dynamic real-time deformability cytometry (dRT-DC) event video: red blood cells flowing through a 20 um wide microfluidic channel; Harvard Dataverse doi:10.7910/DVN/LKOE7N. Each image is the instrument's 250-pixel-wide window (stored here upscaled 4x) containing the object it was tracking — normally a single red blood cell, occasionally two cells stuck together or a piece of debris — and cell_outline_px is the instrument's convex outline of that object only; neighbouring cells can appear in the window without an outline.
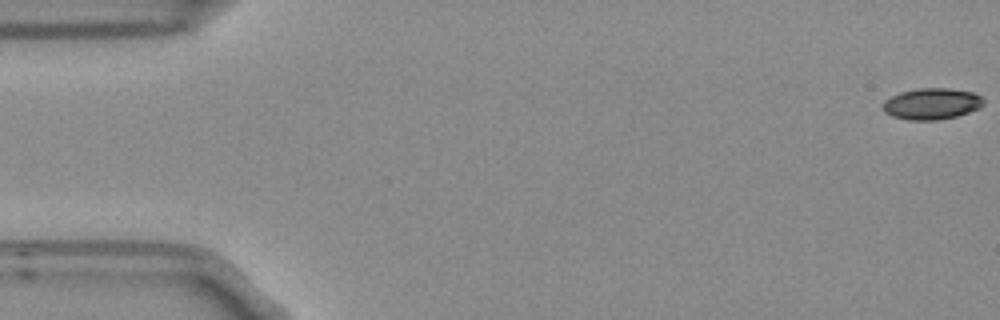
{"species": "Egyptian fruit bat (a non-hibernating species)", "species_latin": "Rousettus aegyptiacus", "temperature_condition": "room temperature", "stored_images_in_passage": 8, "camera_frame_rate_fps": 3000, "um_per_image_px": 0.085, "frame": {"image": 1, "passage_image": 1, "time_ms": 0.0, "image_size_px": [1000, 320], "cell_outline_px": [[984, 104], [980, 108], [956, 116], [936, 120], [908, 120], [892, 116], [884, 112], [884, 100], [900, 92], [920, 88], [948, 88], [972, 92], [980, 96], [984, 100]], "centroid_in_image_um": [79.2, 8.82], "position_along_channel_um": 5.8, "area_um2": 18.26}}
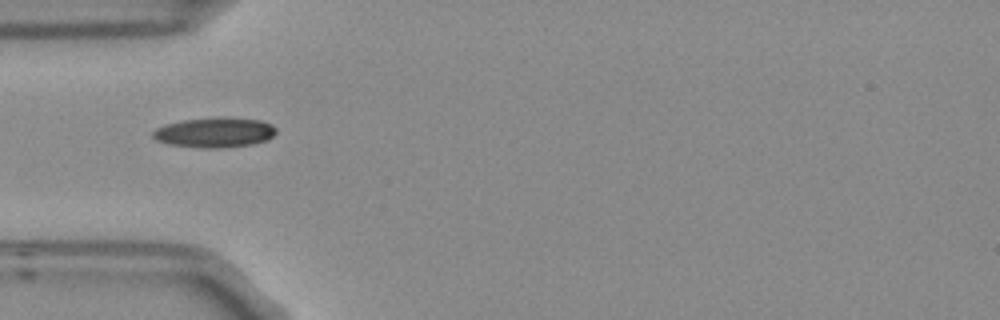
{"frame": {"image": 2, "passage_image": 5, "time_ms": 1.333, "image_size_px": [1000, 320], "cell_outline_px": [[276, 132], [268, 140], [252, 144], [220, 148], [200, 148], [172, 144], [156, 140], [152, 136], [152, 132], [156, 128], [164, 124], [184, 120], [220, 116], [260, 120], [272, 124], [276, 128]], "centroid_in_image_um": [18.26, 11.25], "position_along_channel_um": 66.7, "area_um2": 21.68}}
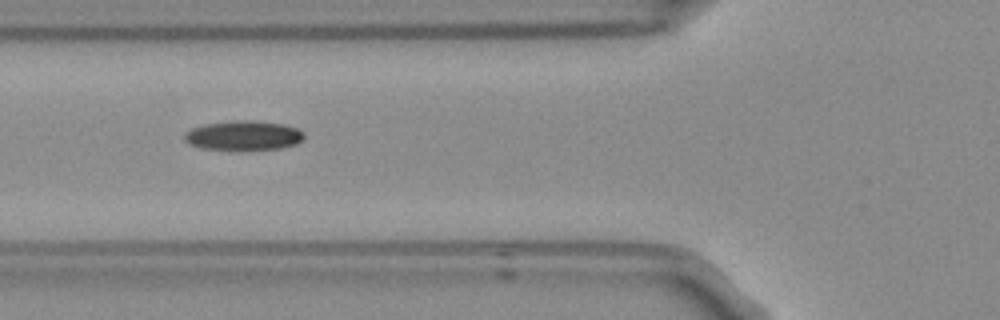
{"frame": {"image": 3, "passage_image": 6, "time_ms": 1.667, "image_size_px": [1000, 320], "cell_outline_px": [[304, 136], [296, 144], [280, 148], [200, 148], [188, 144], [184, 140], [184, 132], [192, 128], [204, 124], [232, 120], [252, 120], [284, 124], [296, 128], [304, 132]], "centroid_in_image_um": [20.66, 11.48], "position_along_channel_um": 105.1, "area_um2": 20.17}}